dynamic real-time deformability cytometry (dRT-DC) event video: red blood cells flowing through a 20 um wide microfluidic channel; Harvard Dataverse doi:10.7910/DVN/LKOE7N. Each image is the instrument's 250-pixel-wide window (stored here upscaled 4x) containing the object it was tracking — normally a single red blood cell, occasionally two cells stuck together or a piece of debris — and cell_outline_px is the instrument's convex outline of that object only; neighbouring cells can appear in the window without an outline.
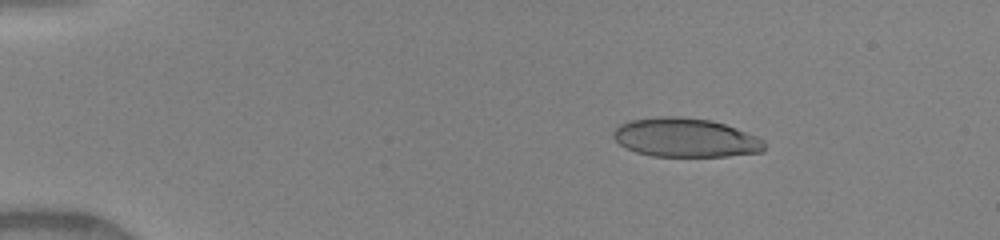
{"species": "human", "species_latin": "Homo sapiens", "temperature_condition": "warm", "stored_images_in_passage": 48, "camera_frame_rate_fps": 3000, "um_per_image_px": 0.085, "donor": {"sex": "female"}, "frame": {"image": 1, "passage_image": 7, "time_ms": 2.0, "image_size_px": [1000, 240], "cell_outline_px": [[764, 152], [728, 156], [652, 156], [636, 152], [620, 144], [612, 136], [612, 132], [620, 124], [632, 120], [660, 116], [680, 116], [712, 120], [724, 124], [756, 136], [764, 140]], "centroid_in_image_um": [58.26, 11.7], "position_along_channel_um": 26.7, "area_um2": 34.22}}
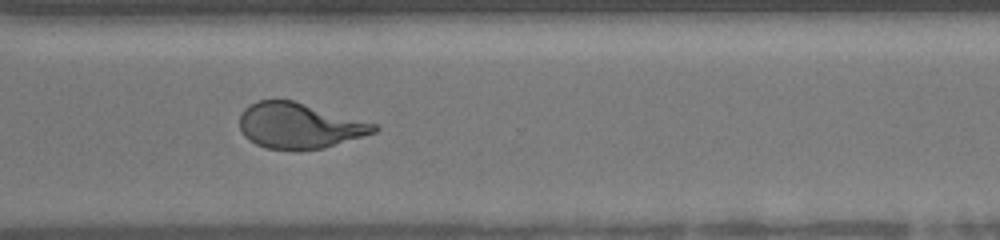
{"frame": {"image": 2, "passage_image": 36, "time_ms": 11.667, "image_size_px": [1000, 240], "cell_outline_px": [[380, 128], [376, 132], [324, 148], [264, 148], [248, 140], [244, 136], [240, 128], [240, 116], [244, 108], [248, 104], [260, 100], [292, 100], [376, 124]], "centroid_in_image_um": [25.41, 10.67], "position_along_channel_um": 345.2, "area_um2": 35.08}}
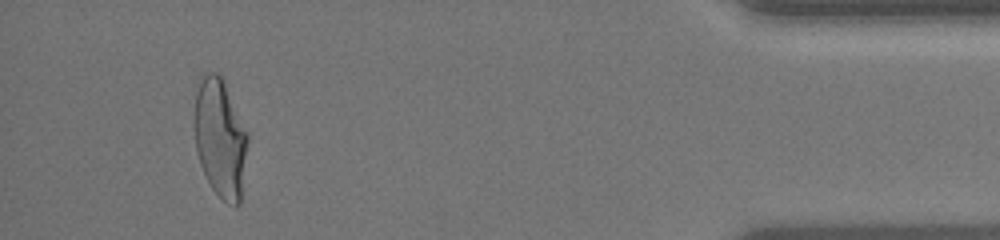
{"frame": {"image": 3, "passage_image": 45, "time_ms": 14.667, "image_size_px": [1000, 240], "cell_outline_px": [[248, 140], [240, 204], [236, 208], [228, 204], [212, 188], [200, 164], [196, 152], [192, 120], [196, 92], [200, 72], [220, 72], [224, 80], [248, 132]], "centroid_in_image_um": [18.69, 11.67], "position_along_channel_um": 416.5, "area_um2": 37.8}, "authors_computed_cell_mechanics": {"area_um2": 36.3851, "velocity_mm_per_s": 4.178, "shape_relaxation_time_tau1_ms": 5.0784, "shape_relaxation_time_tau2_ms": 0.6204, "deformation_change_tau1": 0.2462, "deformation_change_tau2": 0.1051}}